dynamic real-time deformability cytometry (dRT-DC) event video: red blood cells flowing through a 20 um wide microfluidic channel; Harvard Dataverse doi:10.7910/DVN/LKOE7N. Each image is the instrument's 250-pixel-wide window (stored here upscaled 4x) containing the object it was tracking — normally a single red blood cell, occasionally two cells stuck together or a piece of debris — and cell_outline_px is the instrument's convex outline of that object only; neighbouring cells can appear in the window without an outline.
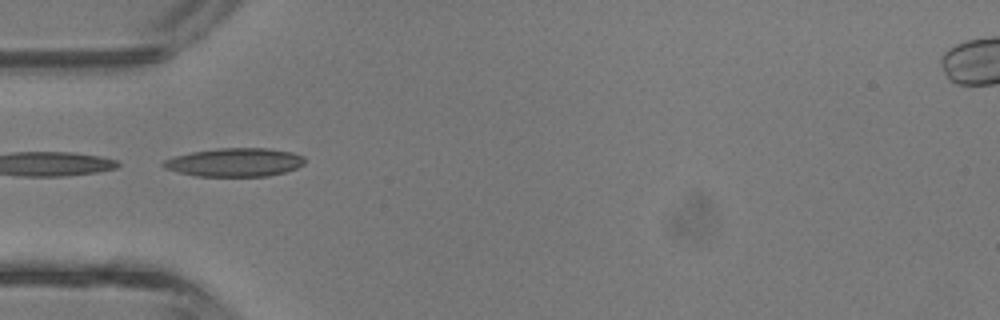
{"species": "common noctule bat (a hibernating species)", "species_latin": "Nyctalus noctula", "temperature_condition": "room temperature", "stored_images_in_passage": 19, "camera_frame_rate_fps": 3000, "um_per_image_px": 0.085, "animal": {"sex": "male", "body_mass_g": 13.3}, "frame": {"image": 1, "passage_image": 1, "time_ms": 0.0, "image_size_px": [1000, 320], "cell_outline_px": [[304, 164], [296, 168], [284, 172], [268, 176], [196, 176], [176, 172], [164, 168], [160, 164], [164, 160], [176, 156], [192, 152], [220, 148], [268, 148], [292, 152], [304, 156]], "centroid_in_image_um": [19.95, 13.8], "position_along_channel_um": 65.1, "area_um2": 23.47}}
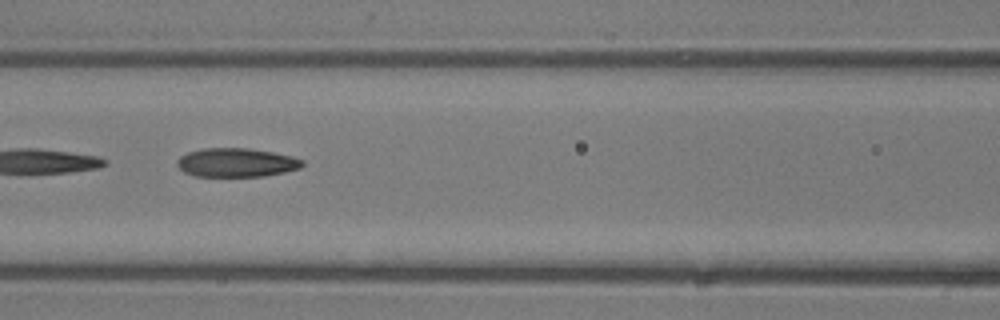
{"frame": {"image": 2, "passage_image": 6, "time_ms": 1.667, "image_size_px": [1000, 320], "cell_outline_px": [[304, 164], [300, 168], [284, 172], [264, 176], [196, 176], [184, 172], [176, 164], [176, 160], [180, 156], [188, 152], [204, 148], [248, 148], [272, 152], [292, 156], [304, 160]], "centroid_in_image_um": [20.09, 13.81], "position_along_channel_um": 146.5, "area_um2": 21.04}}
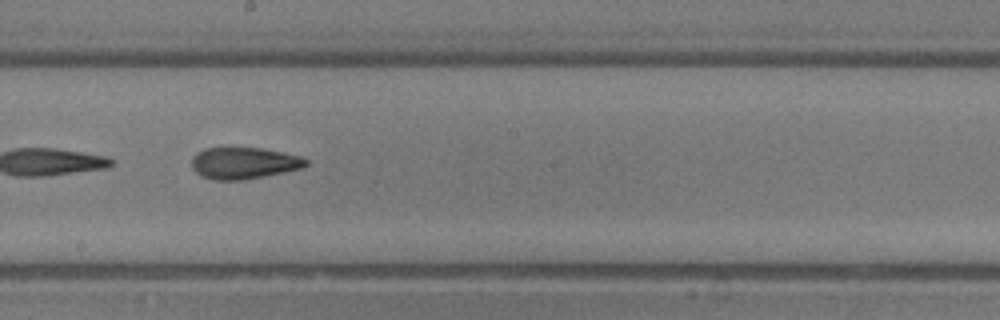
{"frame": {"image": 3, "passage_image": 11, "time_ms": 3.333, "image_size_px": [1000, 320], "cell_outline_px": [[308, 164], [304, 168], [244, 180], [212, 180], [200, 176], [192, 168], [192, 156], [196, 152], [204, 148], [260, 148], [304, 156], [308, 160]], "centroid_in_image_um": [20.74, 13.87], "position_along_channel_um": 227.5, "area_um2": 21.33}}